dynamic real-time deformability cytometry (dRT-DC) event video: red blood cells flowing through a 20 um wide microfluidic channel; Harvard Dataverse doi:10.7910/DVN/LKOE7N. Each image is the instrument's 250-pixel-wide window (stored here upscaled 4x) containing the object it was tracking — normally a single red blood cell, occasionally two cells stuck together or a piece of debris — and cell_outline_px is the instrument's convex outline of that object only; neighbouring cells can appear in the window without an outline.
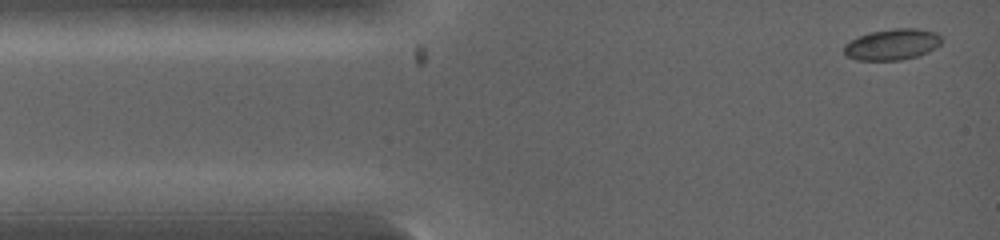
{"species": "common noctule bat (a hibernating species)", "species_latin": "Nyctalus noctula", "temperature_condition": "warm", "stored_images_in_passage": 6, "segment_of_instrument_passage": [1, 2], "camera_frame_rate_fps": 5000, "um_per_image_px": 0.085, "animal": {"sex": "female", "body_mass_g": 19.0, "forearm_length_mm": 53.3}, "frame": {"image": 1, "passage_image": 1, "time_ms": 0.0, "image_size_px": [1000, 240], "cell_outline_px": [[944, 40], [936, 48], [928, 52], [916, 56], [900, 60], [856, 60], [844, 56], [844, 44], [868, 32], [896, 28], [916, 28], [936, 32]], "centroid_in_image_um": [75.84, 3.78], "position_along_channel_um": 9.2, "area_um2": 17.8}}
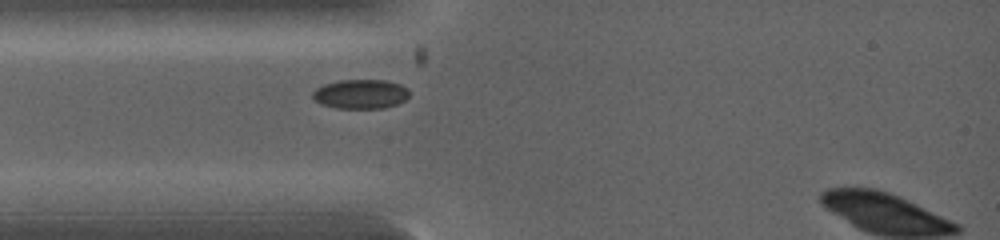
{"frame": {"image": 2, "passage_image": 5, "time_ms": 2.0, "image_size_px": [1000, 240], "cell_outline_px": [[408, 96], [404, 100], [396, 104], [384, 108], [336, 108], [320, 104], [312, 96], [312, 92], [316, 88], [324, 84], [340, 80], [384, 80], [400, 84], [408, 88]], "centroid_in_image_um": [30.63, 7.99], "position_along_channel_um": 54.4, "area_um2": 16.47}}